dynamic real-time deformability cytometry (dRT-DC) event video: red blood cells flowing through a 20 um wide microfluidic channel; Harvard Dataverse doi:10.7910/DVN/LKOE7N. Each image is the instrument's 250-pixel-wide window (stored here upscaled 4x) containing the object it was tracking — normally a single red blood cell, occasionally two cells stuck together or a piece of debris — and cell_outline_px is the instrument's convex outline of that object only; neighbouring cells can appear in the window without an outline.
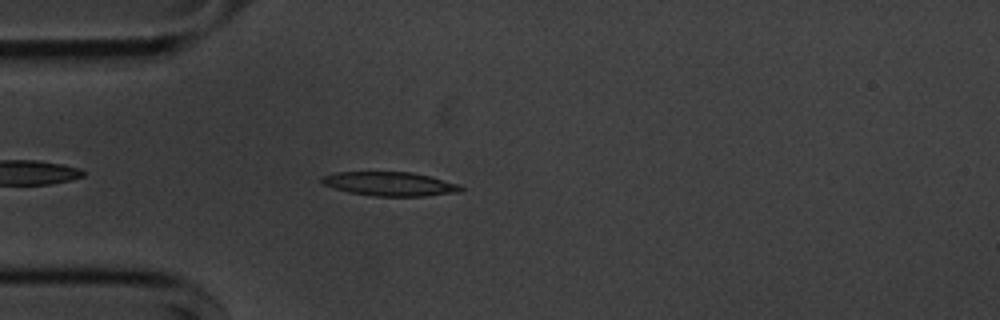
{"species": "common noctule bat (a hibernating species)", "species_latin": "Nyctalus noctula", "temperature_condition": "cold", "stored_images_in_passage": 45, "camera_frame_rate_fps": 3000, "um_per_image_px": 0.085, "animal": {"sex": "male", "body_mass_g": 20.1, "forearm_length_mm": 53.5}, "frame": {"image": 1, "passage_image": 5, "time_ms": 1.333, "image_size_px": [1000, 320], "cell_outline_px": [[464, 188], [460, 192], [424, 196], [376, 196], [348, 192], [324, 184], [320, 180], [320, 176], [336, 172], [412, 172], [432, 176], [460, 184]], "centroid_in_image_um": [33.18, 15.62], "position_along_channel_um": 51.8, "area_um2": 19.54}}
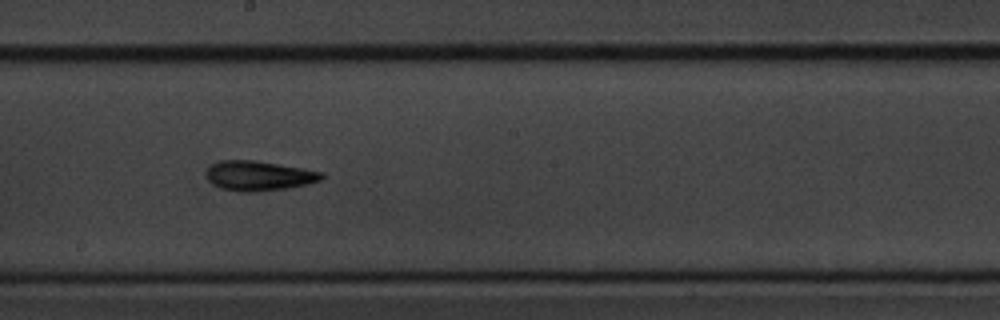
{"frame": {"image": 2, "passage_image": 20, "time_ms": 6.333, "image_size_px": [1000, 320], "cell_outline_px": [[324, 176], [320, 180], [308, 184], [288, 188], [256, 192], [236, 192], [220, 188], [212, 184], [208, 180], [208, 168], [212, 164], [220, 160], [256, 160], [304, 168], [324, 172]], "centroid_in_image_um": [22.02, 14.94], "position_along_channel_um": 226.2, "area_um2": 20.23}}
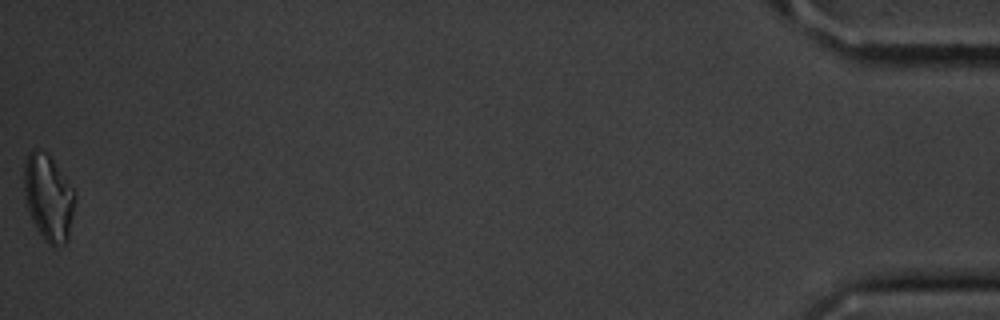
{"frame": {"image": 3, "passage_image": 45, "time_ms": 14.667, "image_size_px": [1000, 320], "cell_outline_px": [[76, 200], [68, 240], [64, 244], [56, 248], [52, 248], [44, 240], [36, 228], [32, 220], [28, 208], [24, 192], [24, 160], [28, 152], [32, 148], [40, 148], [52, 160], [76, 192]], "centroid_in_image_um": [4.12, 16.82], "position_along_channel_um": 431.1, "area_um2": 25.89}, "authors_computed_cell_mechanics": {"area_um2": 19.363, "velocity_mm_per_s": 3.63, "shape_relaxation_time_tau1_ms": 3.4923, "shape_relaxation_time_tau2_ms": 5.7235, "deformation_change_tau1": 0.1349, "deformation_change_tau2": 0.163}}